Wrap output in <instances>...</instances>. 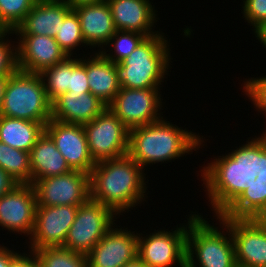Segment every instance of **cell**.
Returning a JSON list of instances; mask_svg holds the SVG:
<instances>
[{
  "instance_id": "obj_1",
  "label": "cell",
  "mask_w": 266,
  "mask_h": 267,
  "mask_svg": "<svg viewBox=\"0 0 266 267\" xmlns=\"http://www.w3.org/2000/svg\"><path fill=\"white\" fill-rule=\"evenodd\" d=\"M217 158L200 170L201 177L215 216L232 234L237 267H266V218L226 186V157Z\"/></svg>"
},
{
  "instance_id": "obj_2",
  "label": "cell",
  "mask_w": 266,
  "mask_h": 267,
  "mask_svg": "<svg viewBox=\"0 0 266 267\" xmlns=\"http://www.w3.org/2000/svg\"><path fill=\"white\" fill-rule=\"evenodd\" d=\"M143 171L128 154L96 163L90 174L91 199L117 215L128 211L145 200L147 187Z\"/></svg>"
},
{
  "instance_id": "obj_3",
  "label": "cell",
  "mask_w": 266,
  "mask_h": 267,
  "mask_svg": "<svg viewBox=\"0 0 266 267\" xmlns=\"http://www.w3.org/2000/svg\"><path fill=\"white\" fill-rule=\"evenodd\" d=\"M202 137L165 119L129 130L128 155L143 169L148 164L171 161L199 149Z\"/></svg>"
},
{
  "instance_id": "obj_4",
  "label": "cell",
  "mask_w": 266,
  "mask_h": 267,
  "mask_svg": "<svg viewBox=\"0 0 266 267\" xmlns=\"http://www.w3.org/2000/svg\"><path fill=\"white\" fill-rule=\"evenodd\" d=\"M163 34L146 37L133 52L117 64L120 87L160 89L171 62L168 39Z\"/></svg>"
},
{
  "instance_id": "obj_5",
  "label": "cell",
  "mask_w": 266,
  "mask_h": 267,
  "mask_svg": "<svg viewBox=\"0 0 266 267\" xmlns=\"http://www.w3.org/2000/svg\"><path fill=\"white\" fill-rule=\"evenodd\" d=\"M225 157L226 186L266 218V151H232Z\"/></svg>"
},
{
  "instance_id": "obj_6",
  "label": "cell",
  "mask_w": 266,
  "mask_h": 267,
  "mask_svg": "<svg viewBox=\"0 0 266 267\" xmlns=\"http://www.w3.org/2000/svg\"><path fill=\"white\" fill-rule=\"evenodd\" d=\"M219 222L227 229L226 234L199 214L189 216L186 267H197L196 264L199 267H237L230 229L222 221Z\"/></svg>"
},
{
  "instance_id": "obj_7",
  "label": "cell",
  "mask_w": 266,
  "mask_h": 267,
  "mask_svg": "<svg viewBox=\"0 0 266 267\" xmlns=\"http://www.w3.org/2000/svg\"><path fill=\"white\" fill-rule=\"evenodd\" d=\"M52 102L48 99L39 73L17 70L9 76L1 116L48 123L51 120Z\"/></svg>"
},
{
  "instance_id": "obj_8",
  "label": "cell",
  "mask_w": 266,
  "mask_h": 267,
  "mask_svg": "<svg viewBox=\"0 0 266 267\" xmlns=\"http://www.w3.org/2000/svg\"><path fill=\"white\" fill-rule=\"evenodd\" d=\"M116 216L111 208L90 198L79 205L63 247L87 256L106 232L115 227Z\"/></svg>"
},
{
  "instance_id": "obj_9",
  "label": "cell",
  "mask_w": 266,
  "mask_h": 267,
  "mask_svg": "<svg viewBox=\"0 0 266 267\" xmlns=\"http://www.w3.org/2000/svg\"><path fill=\"white\" fill-rule=\"evenodd\" d=\"M83 128L95 163L128 154L129 129L108 107Z\"/></svg>"
},
{
  "instance_id": "obj_10",
  "label": "cell",
  "mask_w": 266,
  "mask_h": 267,
  "mask_svg": "<svg viewBox=\"0 0 266 267\" xmlns=\"http://www.w3.org/2000/svg\"><path fill=\"white\" fill-rule=\"evenodd\" d=\"M185 226L172 232L157 230L144 237L139 233L137 257L147 267H173L174 263L186 267L188 222Z\"/></svg>"
},
{
  "instance_id": "obj_11",
  "label": "cell",
  "mask_w": 266,
  "mask_h": 267,
  "mask_svg": "<svg viewBox=\"0 0 266 267\" xmlns=\"http://www.w3.org/2000/svg\"><path fill=\"white\" fill-rule=\"evenodd\" d=\"M31 185L37 206H79L91 198L90 174L78 170L38 179Z\"/></svg>"
},
{
  "instance_id": "obj_12",
  "label": "cell",
  "mask_w": 266,
  "mask_h": 267,
  "mask_svg": "<svg viewBox=\"0 0 266 267\" xmlns=\"http://www.w3.org/2000/svg\"><path fill=\"white\" fill-rule=\"evenodd\" d=\"M161 105L159 89L120 87L107 107L131 130L162 119Z\"/></svg>"
},
{
  "instance_id": "obj_13",
  "label": "cell",
  "mask_w": 266,
  "mask_h": 267,
  "mask_svg": "<svg viewBox=\"0 0 266 267\" xmlns=\"http://www.w3.org/2000/svg\"><path fill=\"white\" fill-rule=\"evenodd\" d=\"M79 206H37L30 239V251L45 247L64 246Z\"/></svg>"
},
{
  "instance_id": "obj_14",
  "label": "cell",
  "mask_w": 266,
  "mask_h": 267,
  "mask_svg": "<svg viewBox=\"0 0 266 267\" xmlns=\"http://www.w3.org/2000/svg\"><path fill=\"white\" fill-rule=\"evenodd\" d=\"M36 195L31 184H17L0 197V226L31 237L36 215Z\"/></svg>"
},
{
  "instance_id": "obj_15",
  "label": "cell",
  "mask_w": 266,
  "mask_h": 267,
  "mask_svg": "<svg viewBox=\"0 0 266 267\" xmlns=\"http://www.w3.org/2000/svg\"><path fill=\"white\" fill-rule=\"evenodd\" d=\"M45 132L52 138L72 170L91 174L96 163L90 155L83 125L51 119L45 125Z\"/></svg>"
},
{
  "instance_id": "obj_16",
  "label": "cell",
  "mask_w": 266,
  "mask_h": 267,
  "mask_svg": "<svg viewBox=\"0 0 266 267\" xmlns=\"http://www.w3.org/2000/svg\"><path fill=\"white\" fill-rule=\"evenodd\" d=\"M138 233L110 228L87 255L88 267H123L137 258Z\"/></svg>"
},
{
  "instance_id": "obj_17",
  "label": "cell",
  "mask_w": 266,
  "mask_h": 267,
  "mask_svg": "<svg viewBox=\"0 0 266 267\" xmlns=\"http://www.w3.org/2000/svg\"><path fill=\"white\" fill-rule=\"evenodd\" d=\"M18 69L28 73H41L68 56L55 37L33 34H17Z\"/></svg>"
},
{
  "instance_id": "obj_18",
  "label": "cell",
  "mask_w": 266,
  "mask_h": 267,
  "mask_svg": "<svg viewBox=\"0 0 266 267\" xmlns=\"http://www.w3.org/2000/svg\"><path fill=\"white\" fill-rule=\"evenodd\" d=\"M72 9L79 18L85 47H100L101 51L117 30L108 2L82 4Z\"/></svg>"
},
{
  "instance_id": "obj_19",
  "label": "cell",
  "mask_w": 266,
  "mask_h": 267,
  "mask_svg": "<svg viewBox=\"0 0 266 267\" xmlns=\"http://www.w3.org/2000/svg\"><path fill=\"white\" fill-rule=\"evenodd\" d=\"M107 106L90 93L66 92L52 101L51 119L63 123L80 124L91 122Z\"/></svg>"
},
{
  "instance_id": "obj_20",
  "label": "cell",
  "mask_w": 266,
  "mask_h": 267,
  "mask_svg": "<svg viewBox=\"0 0 266 267\" xmlns=\"http://www.w3.org/2000/svg\"><path fill=\"white\" fill-rule=\"evenodd\" d=\"M72 8L63 0H37L13 34L55 37Z\"/></svg>"
},
{
  "instance_id": "obj_21",
  "label": "cell",
  "mask_w": 266,
  "mask_h": 267,
  "mask_svg": "<svg viewBox=\"0 0 266 267\" xmlns=\"http://www.w3.org/2000/svg\"><path fill=\"white\" fill-rule=\"evenodd\" d=\"M117 30L135 31L147 37L160 33L152 27L157 16L149 0H107ZM152 30V31H151Z\"/></svg>"
},
{
  "instance_id": "obj_22",
  "label": "cell",
  "mask_w": 266,
  "mask_h": 267,
  "mask_svg": "<svg viewBox=\"0 0 266 267\" xmlns=\"http://www.w3.org/2000/svg\"><path fill=\"white\" fill-rule=\"evenodd\" d=\"M86 74L90 92L108 106L120 90L117 64L98 51L86 60Z\"/></svg>"
},
{
  "instance_id": "obj_23",
  "label": "cell",
  "mask_w": 266,
  "mask_h": 267,
  "mask_svg": "<svg viewBox=\"0 0 266 267\" xmlns=\"http://www.w3.org/2000/svg\"><path fill=\"white\" fill-rule=\"evenodd\" d=\"M31 184L42 178L68 173L72 169L44 131L30 151Z\"/></svg>"
},
{
  "instance_id": "obj_24",
  "label": "cell",
  "mask_w": 266,
  "mask_h": 267,
  "mask_svg": "<svg viewBox=\"0 0 266 267\" xmlns=\"http://www.w3.org/2000/svg\"><path fill=\"white\" fill-rule=\"evenodd\" d=\"M46 124L0 115V141L12 148L30 152L45 131Z\"/></svg>"
},
{
  "instance_id": "obj_25",
  "label": "cell",
  "mask_w": 266,
  "mask_h": 267,
  "mask_svg": "<svg viewBox=\"0 0 266 267\" xmlns=\"http://www.w3.org/2000/svg\"><path fill=\"white\" fill-rule=\"evenodd\" d=\"M0 168L17 184H31L30 152L12 148L0 141Z\"/></svg>"
},
{
  "instance_id": "obj_26",
  "label": "cell",
  "mask_w": 266,
  "mask_h": 267,
  "mask_svg": "<svg viewBox=\"0 0 266 267\" xmlns=\"http://www.w3.org/2000/svg\"><path fill=\"white\" fill-rule=\"evenodd\" d=\"M33 253L44 267H88L86 255L63 246L35 249Z\"/></svg>"
},
{
  "instance_id": "obj_27",
  "label": "cell",
  "mask_w": 266,
  "mask_h": 267,
  "mask_svg": "<svg viewBox=\"0 0 266 267\" xmlns=\"http://www.w3.org/2000/svg\"><path fill=\"white\" fill-rule=\"evenodd\" d=\"M146 37L145 34L135 31L116 30L105 46L107 47L108 45L110 47L112 45L114 49L111 48L110 52L114 50V54L113 52L107 54L105 49L100 52L107 60L119 64L123 59L128 57Z\"/></svg>"
},
{
  "instance_id": "obj_28",
  "label": "cell",
  "mask_w": 266,
  "mask_h": 267,
  "mask_svg": "<svg viewBox=\"0 0 266 267\" xmlns=\"http://www.w3.org/2000/svg\"><path fill=\"white\" fill-rule=\"evenodd\" d=\"M55 40L68 57H75L73 56V49L81 44H83L82 46L86 44L82 36L79 18L73 9L61 22Z\"/></svg>"
},
{
  "instance_id": "obj_29",
  "label": "cell",
  "mask_w": 266,
  "mask_h": 267,
  "mask_svg": "<svg viewBox=\"0 0 266 267\" xmlns=\"http://www.w3.org/2000/svg\"><path fill=\"white\" fill-rule=\"evenodd\" d=\"M48 99L52 102L59 95L69 92V57L46 68L40 73Z\"/></svg>"
},
{
  "instance_id": "obj_30",
  "label": "cell",
  "mask_w": 266,
  "mask_h": 267,
  "mask_svg": "<svg viewBox=\"0 0 266 267\" xmlns=\"http://www.w3.org/2000/svg\"><path fill=\"white\" fill-rule=\"evenodd\" d=\"M37 0H0V30L14 31Z\"/></svg>"
},
{
  "instance_id": "obj_31",
  "label": "cell",
  "mask_w": 266,
  "mask_h": 267,
  "mask_svg": "<svg viewBox=\"0 0 266 267\" xmlns=\"http://www.w3.org/2000/svg\"><path fill=\"white\" fill-rule=\"evenodd\" d=\"M12 33L13 31L0 30V76L11 75L18 70L17 45L15 47L9 38H5Z\"/></svg>"
},
{
  "instance_id": "obj_32",
  "label": "cell",
  "mask_w": 266,
  "mask_h": 267,
  "mask_svg": "<svg viewBox=\"0 0 266 267\" xmlns=\"http://www.w3.org/2000/svg\"><path fill=\"white\" fill-rule=\"evenodd\" d=\"M69 92L90 93L86 74V58L69 57Z\"/></svg>"
},
{
  "instance_id": "obj_33",
  "label": "cell",
  "mask_w": 266,
  "mask_h": 267,
  "mask_svg": "<svg viewBox=\"0 0 266 267\" xmlns=\"http://www.w3.org/2000/svg\"><path fill=\"white\" fill-rule=\"evenodd\" d=\"M243 90L257 110L266 115V76L251 78L244 82Z\"/></svg>"
},
{
  "instance_id": "obj_34",
  "label": "cell",
  "mask_w": 266,
  "mask_h": 267,
  "mask_svg": "<svg viewBox=\"0 0 266 267\" xmlns=\"http://www.w3.org/2000/svg\"><path fill=\"white\" fill-rule=\"evenodd\" d=\"M243 3V18L253 26L255 31L266 22V0H244Z\"/></svg>"
},
{
  "instance_id": "obj_35",
  "label": "cell",
  "mask_w": 266,
  "mask_h": 267,
  "mask_svg": "<svg viewBox=\"0 0 266 267\" xmlns=\"http://www.w3.org/2000/svg\"><path fill=\"white\" fill-rule=\"evenodd\" d=\"M264 132L262 136L254 139L252 137L250 142L247 141L246 144L239 146V148L233 151H266V130Z\"/></svg>"
},
{
  "instance_id": "obj_36",
  "label": "cell",
  "mask_w": 266,
  "mask_h": 267,
  "mask_svg": "<svg viewBox=\"0 0 266 267\" xmlns=\"http://www.w3.org/2000/svg\"><path fill=\"white\" fill-rule=\"evenodd\" d=\"M17 183L0 168V197L9 192Z\"/></svg>"
},
{
  "instance_id": "obj_37",
  "label": "cell",
  "mask_w": 266,
  "mask_h": 267,
  "mask_svg": "<svg viewBox=\"0 0 266 267\" xmlns=\"http://www.w3.org/2000/svg\"><path fill=\"white\" fill-rule=\"evenodd\" d=\"M19 253L0 245V267H9Z\"/></svg>"
},
{
  "instance_id": "obj_38",
  "label": "cell",
  "mask_w": 266,
  "mask_h": 267,
  "mask_svg": "<svg viewBox=\"0 0 266 267\" xmlns=\"http://www.w3.org/2000/svg\"><path fill=\"white\" fill-rule=\"evenodd\" d=\"M30 255L23 253L19 254L10 264L9 267H30Z\"/></svg>"
},
{
  "instance_id": "obj_39",
  "label": "cell",
  "mask_w": 266,
  "mask_h": 267,
  "mask_svg": "<svg viewBox=\"0 0 266 267\" xmlns=\"http://www.w3.org/2000/svg\"><path fill=\"white\" fill-rule=\"evenodd\" d=\"M255 36L257 39L263 43V46L266 48V22L259 26L255 31Z\"/></svg>"
},
{
  "instance_id": "obj_40",
  "label": "cell",
  "mask_w": 266,
  "mask_h": 267,
  "mask_svg": "<svg viewBox=\"0 0 266 267\" xmlns=\"http://www.w3.org/2000/svg\"><path fill=\"white\" fill-rule=\"evenodd\" d=\"M63 1L67 3L71 8H74L75 6L82 4L100 3L107 0H63Z\"/></svg>"
},
{
  "instance_id": "obj_41",
  "label": "cell",
  "mask_w": 266,
  "mask_h": 267,
  "mask_svg": "<svg viewBox=\"0 0 266 267\" xmlns=\"http://www.w3.org/2000/svg\"><path fill=\"white\" fill-rule=\"evenodd\" d=\"M9 76L10 75L0 76V110L3 104L5 88H6Z\"/></svg>"
},
{
  "instance_id": "obj_42",
  "label": "cell",
  "mask_w": 266,
  "mask_h": 267,
  "mask_svg": "<svg viewBox=\"0 0 266 267\" xmlns=\"http://www.w3.org/2000/svg\"><path fill=\"white\" fill-rule=\"evenodd\" d=\"M123 267H147L145 263H143L138 257L133 260L132 262H129L125 264Z\"/></svg>"
},
{
  "instance_id": "obj_43",
  "label": "cell",
  "mask_w": 266,
  "mask_h": 267,
  "mask_svg": "<svg viewBox=\"0 0 266 267\" xmlns=\"http://www.w3.org/2000/svg\"><path fill=\"white\" fill-rule=\"evenodd\" d=\"M30 255V267H44L32 251H30Z\"/></svg>"
}]
</instances>
